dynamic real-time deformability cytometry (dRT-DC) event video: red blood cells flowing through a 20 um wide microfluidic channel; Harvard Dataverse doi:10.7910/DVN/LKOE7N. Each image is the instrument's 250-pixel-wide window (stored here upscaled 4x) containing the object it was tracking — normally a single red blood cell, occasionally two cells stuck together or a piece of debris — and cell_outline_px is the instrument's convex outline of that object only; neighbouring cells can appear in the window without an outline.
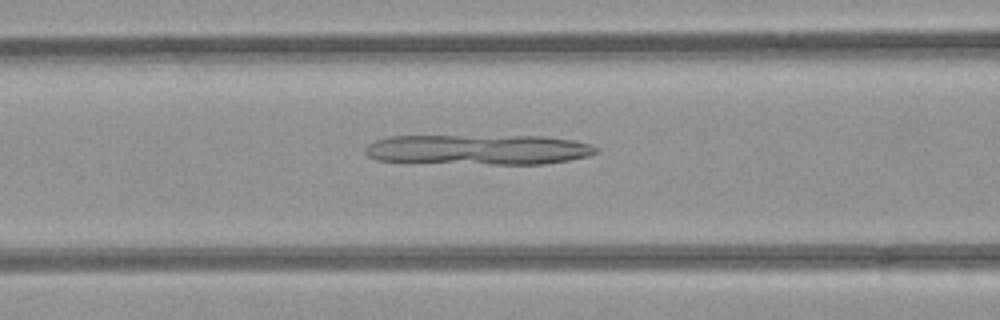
{"species": "common noctule bat (a hibernating species)", "species_latin": "Nyctalus noctula", "temperature_condition": "room temperature", "stored_images_in_passage": 52, "camera_frame_rate_fps": 3000, "um_per_image_px": 0.085, "animal": {"sex": "female", "body_mass_g": 21.9}, "frame": {"image": 1, "passage_image": 21, "time_ms": 6.667, "image_size_px": [1000, 320], "cell_outline_px": [[596, 152], [588, 156], [568, 160], [544, 164], [492, 164], [376, 160], [368, 156], [364, 152], [364, 148], [368, 144], [376, 140], [388, 136], [544, 136], [572, 140], [592, 144], [596, 148]], "centroid_in_image_um": [40.66, 12.71], "position_along_channel_um": 125.9, "area_um2": 40.46}}
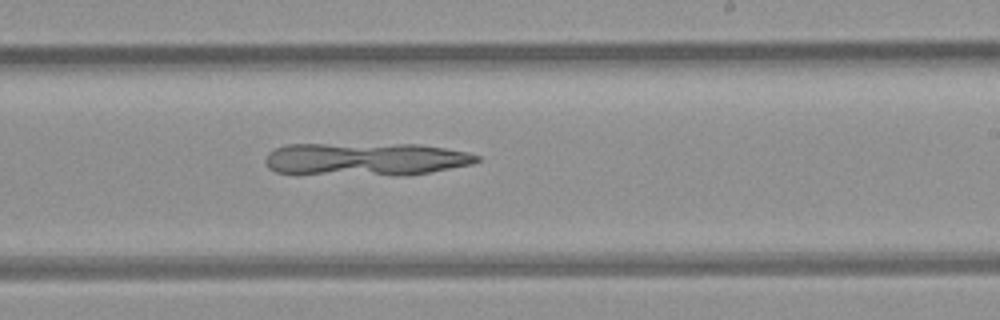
{"frame": {"image": 2, "passage_image": 31, "time_ms": 10.0, "image_size_px": [1000, 320], "cell_outline_px": [[480, 160], [472, 164], [408, 176], [296, 176], [276, 172], [268, 168], [264, 164], [264, 160], [268, 152], [276, 148], [288, 144], [420, 144], [468, 152], [480, 156]], "centroid_in_image_um": [30.97, 13.57], "position_along_channel_um": 258.0, "area_um2": 42.31}}
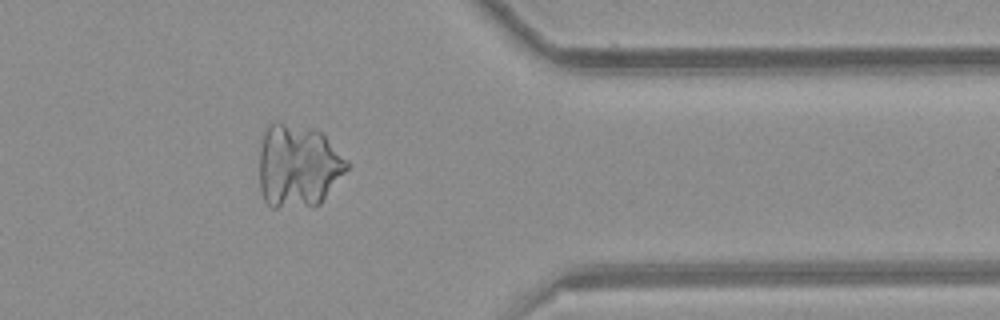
{"frame": {"image": 3, "passage_image": 42, "time_ms": 13.667, "image_size_px": [1000, 320], "cell_outline_px": [[348, 168], [320, 204], [312, 208], [272, 208], [264, 200], [260, 188], [260, 148], [264, 128], [268, 124], [276, 120], [280, 120], [320, 132], [348, 160]], "centroid_in_image_um": [25.31, 14.12], "position_along_channel_um": 386.1, "area_um2": 42.95}}